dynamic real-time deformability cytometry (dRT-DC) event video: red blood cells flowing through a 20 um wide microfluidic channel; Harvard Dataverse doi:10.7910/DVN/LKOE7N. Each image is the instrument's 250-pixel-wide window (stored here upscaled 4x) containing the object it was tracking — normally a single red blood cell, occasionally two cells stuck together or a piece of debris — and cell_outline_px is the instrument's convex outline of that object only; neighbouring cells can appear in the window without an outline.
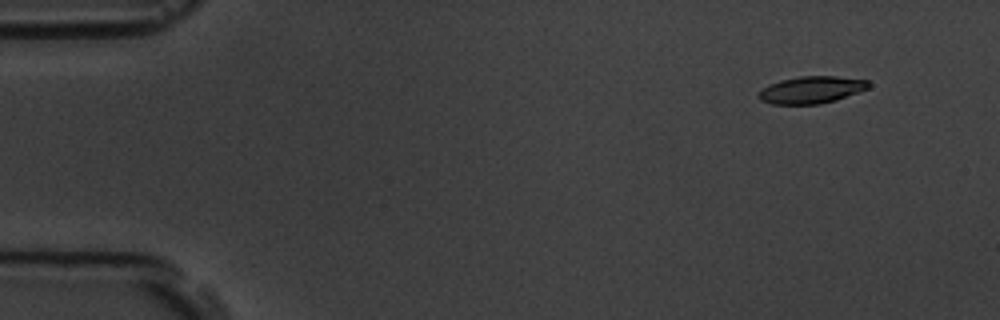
{"species": "common noctule bat (a hibernating species)", "species_latin": "Nyctalus noctula", "temperature_condition": "room temperature", "stored_images_in_passage": 5, "camera_frame_rate_fps": 3000, "um_per_image_px": 0.085, "animal": {"sex": "male", "body_mass_g": 19.5, "forearm_length_mm": 54.6}, "frame": {"image": 1, "passage_image": 1, "time_ms": 0.0, "image_size_px": [1000, 320], "cell_outline_px": [[872, 84], [868, 88], [836, 100], [820, 104], [772, 104], [760, 100], [756, 96], [768, 84], [780, 80], [800, 76], [836, 76], [868, 80]], "centroid_in_image_um": [68.96, 7.63], "position_along_channel_um": 16.0, "area_um2": 17.4}}
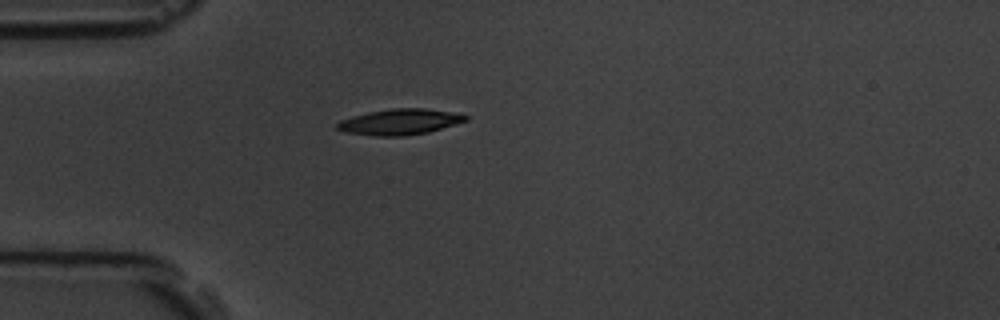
{"frame": {"image": 2, "passage_image": 4, "time_ms": 3.667, "image_size_px": [1000, 320], "cell_outline_px": [[468, 120], [428, 132], [404, 136], [376, 136], [344, 132], [336, 128], [336, 124], [340, 120], [352, 116], [368, 112], [392, 108], [424, 108], [448, 112], [468, 116]], "centroid_in_image_um": [33.92, 10.36], "position_along_channel_um": 51.1, "area_um2": 19.13}}